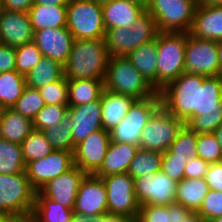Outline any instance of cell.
Masks as SVG:
<instances>
[{
    "mask_svg": "<svg viewBox=\"0 0 222 222\" xmlns=\"http://www.w3.org/2000/svg\"><path fill=\"white\" fill-rule=\"evenodd\" d=\"M109 53L105 39H74L64 66V77L73 79H105Z\"/></svg>",
    "mask_w": 222,
    "mask_h": 222,
    "instance_id": "obj_1",
    "label": "cell"
},
{
    "mask_svg": "<svg viewBox=\"0 0 222 222\" xmlns=\"http://www.w3.org/2000/svg\"><path fill=\"white\" fill-rule=\"evenodd\" d=\"M222 124V75L197 83L196 116L186 125L197 134L213 133Z\"/></svg>",
    "mask_w": 222,
    "mask_h": 222,
    "instance_id": "obj_2",
    "label": "cell"
},
{
    "mask_svg": "<svg viewBox=\"0 0 222 222\" xmlns=\"http://www.w3.org/2000/svg\"><path fill=\"white\" fill-rule=\"evenodd\" d=\"M35 192L26 171L0 174V212L8 218L28 222L34 208Z\"/></svg>",
    "mask_w": 222,
    "mask_h": 222,
    "instance_id": "obj_3",
    "label": "cell"
},
{
    "mask_svg": "<svg viewBox=\"0 0 222 222\" xmlns=\"http://www.w3.org/2000/svg\"><path fill=\"white\" fill-rule=\"evenodd\" d=\"M104 88L137 100L152 97L157 93L126 56L109 57Z\"/></svg>",
    "mask_w": 222,
    "mask_h": 222,
    "instance_id": "obj_4",
    "label": "cell"
},
{
    "mask_svg": "<svg viewBox=\"0 0 222 222\" xmlns=\"http://www.w3.org/2000/svg\"><path fill=\"white\" fill-rule=\"evenodd\" d=\"M203 81V75L182 73L159 91L161 106L186 125L196 116L197 83Z\"/></svg>",
    "mask_w": 222,
    "mask_h": 222,
    "instance_id": "obj_5",
    "label": "cell"
},
{
    "mask_svg": "<svg viewBox=\"0 0 222 222\" xmlns=\"http://www.w3.org/2000/svg\"><path fill=\"white\" fill-rule=\"evenodd\" d=\"M187 32H158L157 92L185 72Z\"/></svg>",
    "mask_w": 222,
    "mask_h": 222,
    "instance_id": "obj_6",
    "label": "cell"
},
{
    "mask_svg": "<svg viewBox=\"0 0 222 222\" xmlns=\"http://www.w3.org/2000/svg\"><path fill=\"white\" fill-rule=\"evenodd\" d=\"M158 32L155 19L145 9L129 28L107 29L104 37L105 45L110 57L127 56L142 44L154 40Z\"/></svg>",
    "mask_w": 222,
    "mask_h": 222,
    "instance_id": "obj_7",
    "label": "cell"
},
{
    "mask_svg": "<svg viewBox=\"0 0 222 222\" xmlns=\"http://www.w3.org/2000/svg\"><path fill=\"white\" fill-rule=\"evenodd\" d=\"M66 27L74 39H104L102 5L97 0H69Z\"/></svg>",
    "mask_w": 222,
    "mask_h": 222,
    "instance_id": "obj_8",
    "label": "cell"
},
{
    "mask_svg": "<svg viewBox=\"0 0 222 222\" xmlns=\"http://www.w3.org/2000/svg\"><path fill=\"white\" fill-rule=\"evenodd\" d=\"M195 0H150L147 10L159 32H189L196 11Z\"/></svg>",
    "mask_w": 222,
    "mask_h": 222,
    "instance_id": "obj_9",
    "label": "cell"
},
{
    "mask_svg": "<svg viewBox=\"0 0 222 222\" xmlns=\"http://www.w3.org/2000/svg\"><path fill=\"white\" fill-rule=\"evenodd\" d=\"M160 106L159 92L152 97L136 100L125 118L109 131L111 141L139 146L142 129Z\"/></svg>",
    "mask_w": 222,
    "mask_h": 222,
    "instance_id": "obj_10",
    "label": "cell"
},
{
    "mask_svg": "<svg viewBox=\"0 0 222 222\" xmlns=\"http://www.w3.org/2000/svg\"><path fill=\"white\" fill-rule=\"evenodd\" d=\"M185 123L160 106L142 129L139 148L166 152Z\"/></svg>",
    "mask_w": 222,
    "mask_h": 222,
    "instance_id": "obj_11",
    "label": "cell"
},
{
    "mask_svg": "<svg viewBox=\"0 0 222 222\" xmlns=\"http://www.w3.org/2000/svg\"><path fill=\"white\" fill-rule=\"evenodd\" d=\"M101 179L106 188L108 214L137 220L140 205L134 192V179L128 173L111 174Z\"/></svg>",
    "mask_w": 222,
    "mask_h": 222,
    "instance_id": "obj_12",
    "label": "cell"
},
{
    "mask_svg": "<svg viewBox=\"0 0 222 222\" xmlns=\"http://www.w3.org/2000/svg\"><path fill=\"white\" fill-rule=\"evenodd\" d=\"M215 40L195 38L187 33L185 48V72L203 76L222 75Z\"/></svg>",
    "mask_w": 222,
    "mask_h": 222,
    "instance_id": "obj_13",
    "label": "cell"
},
{
    "mask_svg": "<svg viewBox=\"0 0 222 222\" xmlns=\"http://www.w3.org/2000/svg\"><path fill=\"white\" fill-rule=\"evenodd\" d=\"M75 218L91 220L108 213L107 193L101 179L94 174H86L82 179L73 209Z\"/></svg>",
    "mask_w": 222,
    "mask_h": 222,
    "instance_id": "obj_14",
    "label": "cell"
},
{
    "mask_svg": "<svg viewBox=\"0 0 222 222\" xmlns=\"http://www.w3.org/2000/svg\"><path fill=\"white\" fill-rule=\"evenodd\" d=\"M177 182L162 171L134 179V192L139 205L175 203Z\"/></svg>",
    "mask_w": 222,
    "mask_h": 222,
    "instance_id": "obj_15",
    "label": "cell"
},
{
    "mask_svg": "<svg viewBox=\"0 0 222 222\" xmlns=\"http://www.w3.org/2000/svg\"><path fill=\"white\" fill-rule=\"evenodd\" d=\"M74 166L73 152L53 150L46 157L31 161L26 165V173L32 188L38 191L50 180Z\"/></svg>",
    "mask_w": 222,
    "mask_h": 222,
    "instance_id": "obj_16",
    "label": "cell"
},
{
    "mask_svg": "<svg viewBox=\"0 0 222 222\" xmlns=\"http://www.w3.org/2000/svg\"><path fill=\"white\" fill-rule=\"evenodd\" d=\"M110 141V134L104 129L91 133L75 146L74 165L86 174H94L103 162Z\"/></svg>",
    "mask_w": 222,
    "mask_h": 222,
    "instance_id": "obj_17",
    "label": "cell"
},
{
    "mask_svg": "<svg viewBox=\"0 0 222 222\" xmlns=\"http://www.w3.org/2000/svg\"><path fill=\"white\" fill-rule=\"evenodd\" d=\"M85 175V172L74 165L68 171L47 182L38 191L47 198L73 210L80 183Z\"/></svg>",
    "mask_w": 222,
    "mask_h": 222,
    "instance_id": "obj_18",
    "label": "cell"
},
{
    "mask_svg": "<svg viewBox=\"0 0 222 222\" xmlns=\"http://www.w3.org/2000/svg\"><path fill=\"white\" fill-rule=\"evenodd\" d=\"M74 36L67 29L47 28L34 31L33 42L37 45L42 55L56 60L64 65L72 49Z\"/></svg>",
    "mask_w": 222,
    "mask_h": 222,
    "instance_id": "obj_19",
    "label": "cell"
},
{
    "mask_svg": "<svg viewBox=\"0 0 222 222\" xmlns=\"http://www.w3.org/2000/svg\"><path fill=\"white\" fill-rule=\"evenodd\" d=\"M28 13L3 10L0 15V43L18 47L33 41Z\"/></svg>",
    "mask_w": 222,
    "mask_h": 222,
    "instance_id": "obj_20",
    "label": "cell"
},
{
    "mask_svg": "<svg viewBox=\"0 0 222 222\" xmlns=\"http://www.w3.org/2000/svg\"><path fill=\"white\" fill-rule=\"evenodd\" d=\"M100 99L79 106H69L68 114L73 124L74 146L85 140L91 133L102 128Z\"/></svg>",
    "mask_w": 222,
    "mask_h": 222,
    "instance_id": "obj_21",
    "label": "cell"
},
{
    "mask_svg": "<svg viewBox=\"0 0 222 222\" xmlns=\"http://www.w3.org/2000/svg\"><path fill=\"white\" fill-rule=\"evenodd\" d=\"M137 99L104 88L100 97L102 128L110 131L127 115Z\"/></svg>",
    "mask_w": 222,
    "mask_h": 222,
    "instance_id": "obj_22",
    "label": "cell"
},
{
    "mask_svg": "<svg viewBox=\"0 0 222 222\" xmlns=\"http://www.w3.org/2000/svg\"><path fill=\"white\" fill-rule=\"evenodd\" d=\"M105 29L127 27L145 10L143 6L127 0H108L101 3Z\"/></svg>",
    "mask_w": 222,
    "mask_h": 222,
    "instance_id": "obj_23",
    "label": "cell"
},
{
    "mask_svg": "<svg viewBox=\"0 0 222 222\" xmlns=\"http://www.w3.org/2000/svg\"><path fill=\"white\" fill-rule=\"evenodd\" d=\"M195 38L219 40L222 38V5L197 7L189 31Z\"/></svg>",
    "mask_w": 222,
    "mask_h": 222,
    "instance_id": "obj_24",
    "label": "cell"
},
{
    "mask_svg": "<svg viewBox=\"0 0 222 222\" xmlns=\"http://www.w3.org/2000/svg\"><path fill=\"white\" fill-rule=\"evenodd\" d=\"M138 149L139 146L110 141L103 162L94 175L105 177L111 174L127 173Z\"/></svg>",
    "mask_w": 222,
    "mask_h": 222,
    "instance_id": "obj_25",
    "label": "cell"
},
{
    "mask_svg": "<svg viewBox=\"0 0 222 222\" xmlns=\"http://www.w3.org/2000/svg\"><path fill=\"white\" fill-rule=\"evenodd\" d=\"M34 130L33 121L12 108L2 109L0 114V138L21 144Z\"/></svg>",
    "mask_w": 222,
    "mask_h": 222,
    "instance_id": "obj_26",
    "label": "cell"
},
{
    "mask_svg": "<svg viewBox=\"0 0 222 222\" xmlns=\"http://www.w3.org/2000/svg\"><path fill=\"white\" fill-rule=\"evenodd\" d=\"M74 219L72 209L35 192L34 208L28 222H72Z\"/></svg>",
    "mask_w": 222,
    "mask_h": 222,
    "instance_id": "obj_27",
    "label": "cell"
},
{
    "mask_svg": "<svg viewBox=\"0 0 222 222\" xmlns=\"http://www.w3.org/2000/svg\"><path fill=\"white\" fill-rule=\"evenodd\" d=\"M143 77L157 90L156 38L142 44L126 56Z\"/></svg>",
    "mask_w": 222,
    "mask_h": 222,
    "instance_id": "obj_28",
    "label": "cell"
},
{
    "mask_svg": "<svg viewBox=\"0 0 222 222\" xmlns=\"http://www.w3.org/2000/svg\"><path fill=\"white\" fill-rule=\"evenodd\" d=\"M34 31L66 27L67 6L34 4L28 11Z\"/></svg>",
    "mask_w": 222,
    "mask_h": 222,
    "instance_id": "obj_29",
    "label": "cell"
},
{
    "mask_svg": "<svg viewBox=\"0 0 222 222\" xmlns=\"http://www.w3.org/2000/svg\"><path fill=\"white\" fill-rule=\"evenodd\" d=\"M209 190L205 178H184L177 183L175 203L197 212Z\"/></svg>",
    "mask_w": 222,
    "mask_h": 222,
    "instance_id": "obj_30",
    "label": "cell"
},
{
    "mask_svg": "<svg viewBox=\"0 0 222 222\" xmlns=\"http://www.w3.org/2000/svg\"><path fill=\"white\" fill-rule=\"evenodd\" d=\"M64 77V66L43 56L37 65L25 75L26 86L39 89Z\"/></svg>",
    "mask_w": 222,
    "mask_h": 222,
    "instance_id": "obj_31",
    "label": "cell"
},
{
    "mask_svg": "<svg viewBox=\"0 0 222 222\" xmlns=\"http://www.w3.org/2000/svg\"><path fill=\"white\" fill-rule=\"evenodd\" d=\"M104 90V81L95 79L68 80L69 106H79L99 100Z\"/></svg>",
    "mask_w": 222,
    "mask_h": 222,
    "instance_id": "obj_32",
    "label": "cell"
},
{
    "mask_svg": "<svg viewBox=\"0 0 222 222\" xmlns=\"http://www.w3.org/2000/svg\"><path fill=\"white\" fill-rule=\"evenodd\" d=\"M25 88V76L16 70L0 73V107L12 108Z\"/></svg>",
    "mask_w": 222,
    "mask_h": 222,
    "instance_id": "obj_33",
    "label": "cell"
},
{
    "mask_svg": "<svg viewBox=\"0 0 222 222\" xmlns=\"http://www.w3.org/2000/svg\"><path fill=\"white\" fill-rule=\"evenodd\" d=\"M26 171L21 145L0 138V174L14 175Z\"/></svg>",
    "mask_w": 222,
    "mask_h": 222,
    "instance_id": "obj_34",
    "label": "cell"
},
{
    "mask_svg": "<svg viewBox=\"0 0 222 222\" xmlns=\"http://www.w3.org/2000/svg\"><path fill=\"white\" fill-rule=\"evenodd\" d=\"M163 153L139 148L133 157L128 174L133 178L161 171Z\"/></svg>",
    "mask_w": 222,
    "mask_h": 222,
    "instance_id": "obj_35",
    "label": "cell"
},
{
    "mask_svg": "<svg viewBox=\"0 0 222 222\" xmlns=\"http://www.w3.org/2000/svg\"><path fill=\"white\" fill-rule=\"evenodd\" d=\"M72 127L71 117L67 114L61 123L46 128L42 132L54 150H65L74 153Z\"/></svg>",
    "mask_w": 222,
    "mask_h": 222,
    "instance_id": "obj_36",
    "label": "cell"
},
{
    "mask_svg": "<svg viewBox=\"0 0 222 222\" xmlns=\"http://www.w3.org/2000/svg\"><path fill=\"white\" fill-rule=\"evenodd\" d=\"M26 165L49 155L54 149L40 130H33L20 144Z\"/></svg>",
    "mask_w": 222,
    "mask_h": 222,
    "instance_id": "obj_37",
    "label": "cell"
},
{
    "mask_svg": "<svg viewBox=\"0 0 222 222\" xmlns=\"http://www.w3.org/2000/svg\"><path fill=\"white\" fill-rule=\"evenodd\" d=\"M44 106L45 102L41 97L39 89L26 86L23 94L16 101V104L12 107V109L33 121L37 112Z\"/></svg>",
    "mask_w": 222,
    "mask_h": 222,
    "instance_id": "obj_38",
    "label": "cell"
},
{
    "mask_svg": "<svg viewBox=\"0 0 222 222\" xmlns=\"http://www.w3.org/2000/svg\"><path fill=\"white\" fill-rule=\"evenodd\" d=\"M197 136L198 134L195 131L184 125L168 151L173 156L185 157L187 159L197 156Z\"/></svg>",
    "mask_w": 222,
    "mask_h": 222,
    "instance_id": "obj_39",
    "label": "cell"
},
{
    "mask_svg": "<svg viewBox=\"0 0 222 222\" xmlns=\"http://www.w3.org/2000/svg\"><path fill=\"white\" fill-rule=\"evenodd\" d=\"M15 54L16 71L24 76L33 69L43 57L42 52L33 41L15 47Z\"/></svg>",
    "mask_w": 222,
    "mask_h": 222,
    "instance_id": "obj_40",
    "label": "cell"
},
{
    "mask_svg": "<svg viewBox=\"0 0 222 222\" xmlns=\"http://www.w3.org/2000/svg\"><path fill=\"white\" fill-rule=\"evenodd\" d=\"M69 105H45L33 119L35 130L43 131L62 122L68 114Z\"/></svg>",
    "mask_w": 222,
    "mask_h": 222,
    "instance_id": "obj_41",
    "label": "cell"
},
{
    "mask_svg": "<svg viewBox=\"0 0 222 222\" xmlns=\"http://www.w3.org/2000/svg\"><path fill=\"white\" fill-rule=\"evenodd\" d=\"M197 156L209 164L218 163L222 158V149L213 133L198 134Z\"/></svg>",
    "mask_w": 222,
    "mask_h": 222,
    "instance_id": "obj_42",
    "label": "cell"
},
{
    "mask_svg": "<svg viewBox=\"0 0 222 222\" xmlns=\"http://www.w3.org/2000/svg\"><path fill=\"white\" fill-rule=\"evenodd\" d=\"M45 105H69L68 80L63 77L39 88Z\"/></svg>",
    "mask_w": 222,
    "mask_h": 222,
    "instance_id": "obj_43",
    "label": "cell"
},
{
    "mask_svg": "<svg viewBox=\"0 0 222 222\" xmlns=\"http://www.w3.org/2000/svg\"><path fill=\"white\" fill-rule=\"evenodd\" d=\"M188 159L180 156H173L168 150L163 153L161 171L177 183L184 179V170Z\"/></svg>",
    "mask_w": 222,
    "mask_h": 222,
    "instance_id": "obj_44",
    "label": "cell"
},
{
    "mask_svg": "<svg viewBox=\"0 0 222 222\" xmlns=\"http://www.w3.org/2000/svg\"><path fill=\"white\" fill-rule=\"evenodd\" d=\"M197 212L207 222L222 216V192L210 189Z\"/></svg>",
    "mask_w": 222,
    "mask_h": 222,
    "instance_id": "obj_45",
    "label": "cell"
},
{
    "mask_svg": "<svg viewBox=\"0 0 222 222\" xmlns=\"http://www.w3.org/2000/svg\"><path fill=\"white\" fill-rule=\"evenodd\" d=\"M138 222H171L168 205H141L137 217Z\"/></svg>",
    "mask_w": 222,
    "mask_h": 222,
    "instance_id": "obj_46",
    "label": "cell"
},
{
    "mask_svg": "<svg viewBox=\"0 0 222 222\" xmlns=\"http://www.w3.org/2000/svg\"><path fill=\"white\" fill-rule=\"evenodd\" d=\"M209 163L198 156L188 159L184 170V178H205Z\"/></svg>",
    "mask_w": 222,
    "mask_h": 222,
    "instance_id": "obj_47",
    "label": "cell"
},
{
    "mask_svg": "<svg viewBox=\"0 0 222 222\" xmlns=\"http://www.w3.org/2000/svg\"><path fill=\"white\" fill-rule=\"evenodd\" d=\"M16 70L15 47L0 43V73Z\"/></svg>",
    "mask_w": 222,
    "mask_h": 222,
    "instance_id": "obj_48",
    "label": "cell"
},
{
    "mask_svg": "<svg viewBox=\"0 0 222 222\" xmlns=\"http://www.w3.org/2000/svg\"><path fill=\"white\" fill-rule=\"evenodd\" d=\"M205 180L211 190L222 192V164L220 162L209 165Z\"/></svg>",
    "mask_w": 222,
    "mask_h": 222,
    "instance_id": "obj_49",
    "label": "cell"
},
{
    "mask_svg": "<svg viewBox=\"0 0 222 222\" xmlns=\"http://www.w3.org/2000/svg\"><path fill=\"white\" fill-rule=\"evenodd\" d=\"M3 10L28 13L34 5V0H2Z\"/></svg>",
    "mask_w": 222,
    "mask_h": 222,
    "instance_id": "obj_50",
    "label": "cell"
},
{
    "mask_svg": "<svg viewBox=\"0 0 222 222\" xmlns=\"http://www.w3.org/2000/svg\"><path fill=\"white\" fill-rule=\"evenodd\" d=\"M168 212L171 214V222H181L191 211L183 205L172 203L168 205Z\"/></svg>",
    "mask_w": 222,
    "mask_h": 222,
    "instance_id": "obj_51",
    "label": "cell"
},
{
    "mask_svg": "<svg viewBox=\"0 0 222 222\" xmlns=\"http://www.w3.org/2000/svg\"><path fill=\"white\" fill-rule=\"evenodd\" d=\"M88 222H135V219L125 216V215H115V214H103L97 216Z\"/></svg>",
    "mask_w": 222,
    "mask_h": 222,
    "instance_id": "obj_52",
    "label": "cell"
},
{
    "mask_svg": "<svg viewBox=\"0 0 222 222\" xmlns=\"http://www.w3.org/2000/svg\"><path fill=\"white\" fill-rule=\"evenodd\" d=\"M69 0H34V4L67 6Z\"/></svg>",
    "mask_w": 222,
    "mask_h": 222,
    "instance_id": "obj_53",
    "label": "cell"
},
{
    "mask_svg": "<svg viewBox=\"0 0 222 222\" xmlns=\"http://www.w3.org/2000/svg\"><path fill=\"white\" fill-rule=\"evenodd\" d=\"M195 1H196V7L222 5V0H195Z\"/></svg>",
    "mask_w": 222,
    "mask_h": 222,
    "instance_id": "obj_54",
    "label": "cell"
},
{
    "mask_svg": "<svg viewBox=\"0 0 222 222\" xmlns=\"http://www.w3.org/2000/svg\"><path fill=\"white\" fill-rule=\"evenodd\" d=\"M181 222H207L204 218L200 216L198 212H190V214L182 220Z\"/></svg>",
    "mask_w": 222,
    "mask_h": 222,
    "instance_id": "obj_55",
    "label": "cell"
},
{
    "mask_svg": "<svg viewBox=\"0 0 222 222\" xmlns=\"http://www.w3.org/2000/svg\"><path fill=\"white\" fill-rule=\"evenodd\" d=\"M216 42L218 46L217 54H218V60L220 64V70L222 71V38L217 40Z\"/></svg>",
    "mask_w": 222,
    "mask_h": 222,
    "instance_id": "obj_56",
    "label": "cell"
},
{
    "mask_svg": "<svg viewBox=\"0 0 222 222\" xmlns=\"http://www.w3.org/2000/svg\"><path fill=\"white\" fill-rule=\"evenodd\" d=\"M213 134L217 138L219 145L222 149V124L213 132Z\"/></svg>",
    "mask_w": 222,
    "mask_h": 222,
    "instance_id": "obj_57",
    "label": "cell"
},
{
    "mask_svg": "<svg viewBox=\"0 0 222 222\" xmlns=\"http://www.w3.org/2000/svg\"><path fill=\"white\" fill-rule=\"evenodd\" d=\"M127 1L133 2L135 4L143 6L145 9H147L150 0H127Z\"/></svg>",
    "mask_w": 222,
    "mask_h": 222,
    "instance_id": "obj_58",
    "label": "cell"
},
{
    "mask_svg": "<svg viewBox=\"0 0 222 222\" xmlns=\"http://www.w3.org/2000/svg\"><path fill=\"white\" fill-rule=\"evenodd\" d=\"M8 217H6L2 212H0V222H4Z\"/></svg>",
    "mask_w": 222,
    "mask_h": 222,
    "instance_id": "obj_59",
    "label": "cell"
},
{
    "mask_svg": "<svg viewBox=\"0 0 222 222\" xmlns=\"http://www.w3.org/2000/svg\"><path fill=\"white\" fill-rule=\"evenodd\" d=\"M210 222H222V216L217 217V218L211 220Z\"/></svg>",
    "mask_w": 222,
    "mask_h": 222,
    "instance_id": "obj_60",
    "label": "cell"
},
{
    "mask_svg": "<svg viewBox=\"0 0 222 222\" xmlns=\"http://www.w3.org/2000/svg\"><path fill=\"white\" fill-rule=\"evenodd\" d=\"M4 222H21L12 218H7Z\"/></svg>",
    "mask_w": 222,
    "mask_h": 222,
    "instance_id": "obj_61",
    "label": "cell"
},
{
    "mask_svg": "<svg viewBox=\"0 0 222 222\" xmlns=\"http://www.w3.org/2000/svg\"><path fill=\"white\" fill-rule=\"evenodd\" d=\"M75 222H88V220H82V219L75 218Z\"/></svg>",
    "mask_w": 222,
    "mask_h": 222,
    "instance_id": "obj_62",
    "label": "cell"
},
{
    "mask_svg": "<svg viewBox=\"0 0 222 222\" xmlns=\"http://www.w3.org/2000/svg\"><path fill=\"white\" fill-rule=\"evenodd\" d=\"M2 11H3V5H2V0H0V15H1Z\"/></svg>",
    "mask_w": 222,
    "mask_h": 222,
    "instance_id": "obj_63",
    "label": "cell"
},
{
    "mask_svg": "<svg viewBox=\"0 0 222 222\" xmlns=\"http://www.w3.org/2000/svg\"><path fill=\"white\" fill-rule=\"evenodd\" d=\"M97 1L102 3V2H105V1H108V0H97Z\"/></svg>",
    "mask_w": 222,
    "mask_h": 222,
    "instance_id": "obj_64",
    "label": "cell"
}]
</instances>
